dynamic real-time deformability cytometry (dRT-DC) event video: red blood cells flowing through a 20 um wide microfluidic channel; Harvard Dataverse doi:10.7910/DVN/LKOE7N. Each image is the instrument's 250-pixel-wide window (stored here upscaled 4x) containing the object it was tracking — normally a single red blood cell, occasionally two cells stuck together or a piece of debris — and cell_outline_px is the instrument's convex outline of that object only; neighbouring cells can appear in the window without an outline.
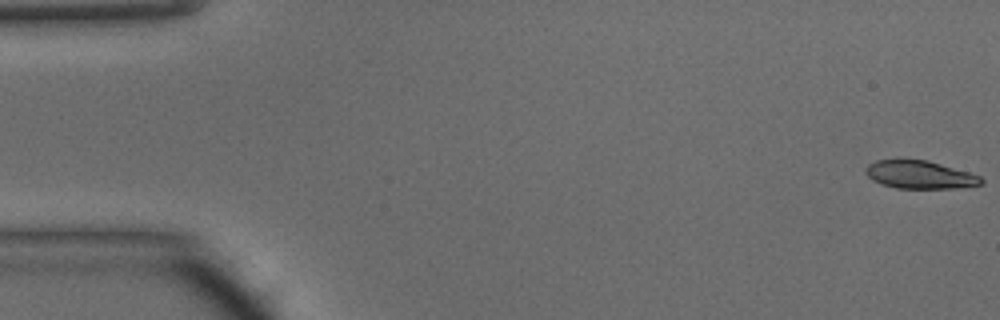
{"species": "common noctule bat (a hibernating species)", "species_latin": "Nyctalus noctula", "temperature_condition": "warm", "stored_images_in_passage": 30, "camera_frame_rate_fps": 3000, "um_per_image_px": 0.085, "animal": {"sex": "male", "body_mass_g": 15.6}, "frame": {"image": 1, "passage_image": 1, "time_ms": 0.0, "image_size_px": [1000, 320], "cell_outline_px": [[984, 184], [956, 188], [896, 188], [880, 184], [872, 180], [864, 172], [864, 168], [868, 164], [876, 160], [928, 160], [968, 172], [980, 176], [984, 180]], "centroid_in_image_um": [78.16, 14.86], "position_along_channel_um": 6.8, "area_um2": 18.84}}
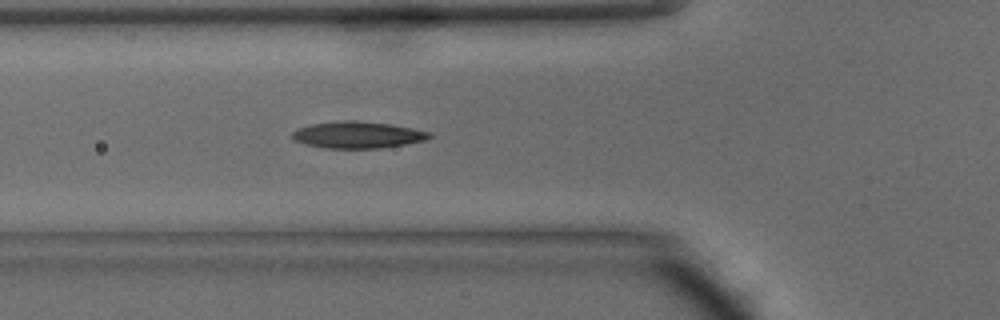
{"frame": {"image": 2, "passage_image": 17, "time_ms": 5.333, "image_size_px": [1000, 320], "cell_outline_px": [[432, 136], [424, 140], [404, 144], [380, 148], [324, 148], [304, 144], [292, 140], [292, 132], [296, 128], [312, 124], [340, 120], [360, 120], [392, 124], [432, 132]], "centroid_in_image_um": [30.36, 11.45], "position_along_channel_um": 95.4, "area_um2": 21.56}}
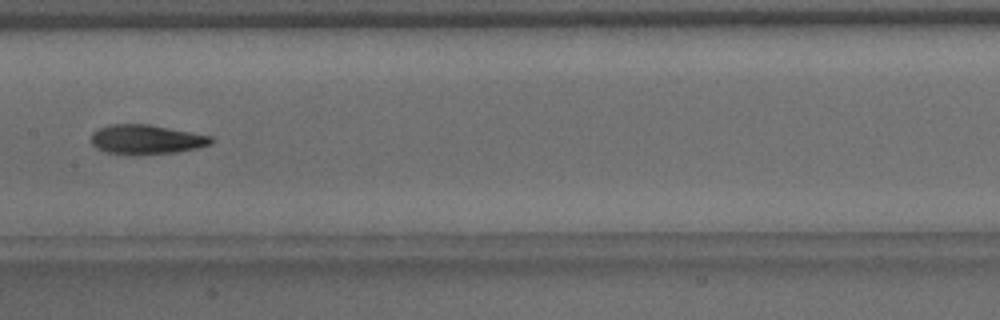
{"frame": {"image": 3, "passage_image": 24, "time_ms": 7.667, "image_size_px": [1000, 320], "cell_outline_px": [[212, 144], [196, 148], [176, 152], [140, 156], [128, 156], [108, 152], [96, 148], [92, 144], [92, 132], [108, 124], [148, 124], [192, 132], [212, 136]], "centroid_in_image_um": [12.42, 11.87], "position_along_channel_um": 195.0, "area_um2": 20.92}}